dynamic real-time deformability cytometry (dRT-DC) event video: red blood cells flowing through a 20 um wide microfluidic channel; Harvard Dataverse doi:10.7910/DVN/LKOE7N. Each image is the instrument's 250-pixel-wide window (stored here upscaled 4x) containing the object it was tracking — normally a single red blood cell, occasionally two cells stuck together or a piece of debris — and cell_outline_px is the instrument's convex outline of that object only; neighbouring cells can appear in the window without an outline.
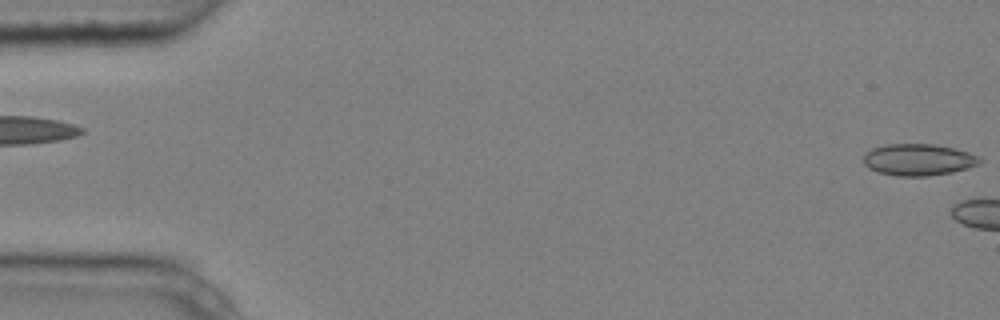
{"species": "common noctule bat (a hibernating species)", "species_latin": "Nyctalus noctula", "temperature_condition": "cold", "stored_images_in_passage": 6, "segment_of_instrument_passage": [2, 2], "camera_frame_rate_fps": 3000, "um_per_image_px": 0.085, "animal": {"sex": "male", "body_mass_g": 20.4}, "frame": {"image": 1, "passage_image": 6, "time_ms": 1.667, "image_size_px": [1000, 320], "cell_outline_px": [[984, 160], [980, 164], [968, 168], [952, 172], [928, 176], [896, 176], [880, 172], [868, 168], [864, 164], [864, 156], [872, 148], [884, 144], [932, 144], [952, 148], [968, 152]], "centroid_in_image_um": [78.07, 13.58], "position_along_channel_um": 6.9, "area_um2": 21.39}}